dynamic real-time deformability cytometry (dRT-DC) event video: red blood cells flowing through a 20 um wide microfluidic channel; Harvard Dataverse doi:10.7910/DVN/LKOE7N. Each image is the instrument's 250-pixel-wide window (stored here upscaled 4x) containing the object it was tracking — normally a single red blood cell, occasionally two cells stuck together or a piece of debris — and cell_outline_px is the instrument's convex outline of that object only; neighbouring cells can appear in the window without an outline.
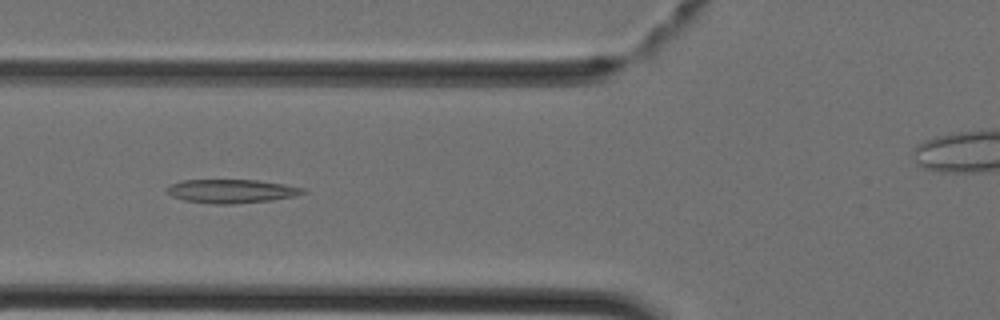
{"species": "Egyptian fruit bat (a non-hibernating species)", "species_latin": "Rousettus aegyptiacus", "temperature_condition": "cold", "stored_images_in_passage": 44, "camera_frame_rate_fps": 3000, "um_per_image_px": 0.085, "animal": {"sex": "female"}, "frame": {"image": 1, "passage_image": 16, "time_ms": 5.0, "image_size_px": [1000, 320], "cell_outline_px": [[308, 192], [296, 196], [272, 200], [232, 204], [212, 204], [184, 200], [172, 196], [164, 192], [164, 188], [168, 184], [184, 180], [256, 180], [284, 184], [304, 188]], "centroid_in_image_um": [19.63, 16.25], "position_along_channel_um": 106.2, "area_um2": 19.02}}
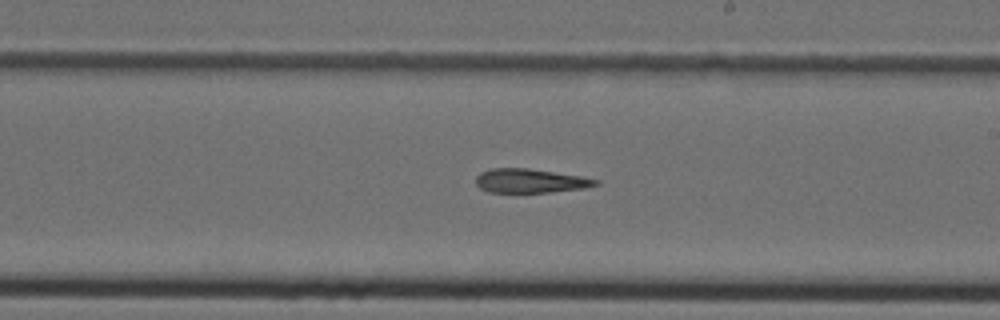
{"frame": {"image": 2, "passage_image": 25, "time_ms": 8.0, "image_size_px": [1000, 320], "cell_outline_px": [[600, 184], [584, 188], [552, 192], [488, 192], [480, 188], [476, 184], [476, 176], [480, 172], [492, 168], [528, 168], [580, 176], [600, 180]], "centroid_in_image_um": [45.07, 15.37], "position_along_channel_um": 243.9, "area_um2": 16.76}}
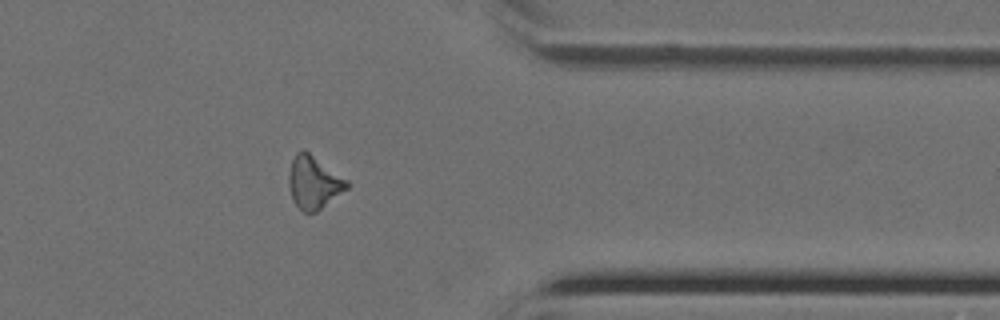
{"frame": {"image": 3, "passage_image": 35, "time_ms": 11.333, "image_size_px": [1000, 320], "cell_outline_px": [[352, 184], [348, 188], [316, 212], [304, 212], [292, 200], [288, 184], [288, 176], [292, 160], [296, 152], [308, 152], [348, 180]], "centroid_in_image_um": [26.67, 15.52], "position_along_channel_um": 384.7, "area_um2": 17.63}}